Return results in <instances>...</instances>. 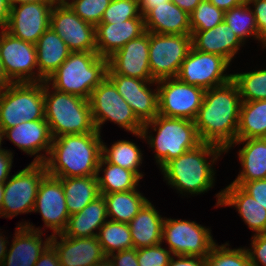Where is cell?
<instances>
[{
	"label": "cell",
	"instance_id": "cell-46",
	"mask_svg": "<svg viewBox=\"0 0 266 266\" xmlns=\"http://www.w3.org/2000/svg\"><path fill=\"white\" fill-rule=\"evenodd\" d=\"M240 186L247 194L253 197L266 209V179L251 180L247 182H232Z\"/></svg>",
	"mask_w": 266,
	"mask_h": 266
},
{
	"label": "cell",
	"instance_id": "cell-11",
	"mask_svg": "<svg viewBox=\"0 0 266 266\" xmlns=\"http://www.w3.org/2000/svg\"><path fill=\"white\" fill-rule=\"evenodd\" d=\"M158 114L194 121L202 106L205 89L189 85L177 77L157 81Z\"/></svg>",
	"mask_w": 266,
	"mask_h": 266
},
{
	"label": "cell",
	"instance_id": "cell-49",
	"mask_svg": "<svg viewBox=\"0 0 266 266\" xmlns=\"http://www.w3.org/2000/svg\"><path fill=\"white\" fill-rule=\"evenodd\" d=\"M13 153L10 150L0 151V183H5L8 180V176L13 163Z\"/></svg>",
	"mask_w": 266,
	"mask_h": 266
},
{
	"label": "cell",
	"instance_id": "cell-48",
	"mask_svg": "<svg viewBox=\"0 0 266 266\" xmlns=\"http://www.w3.org/2000/svg\"><path fill=\"white\" fill-rule=\"evenodd\" d=\"M175 257L178 258L175 260ZM174 255L171 257L168 266H206L205 258L199 256Z\"/></svg>",
	"mask_w": 266,
	"mask_h": 266
},
{
	"label": "cell",
	"instance_id": "cell-34",
	"mask_svg": "<svg viewBox=\"0 0 266 266\" xmlns=\"http://www.w3.org/2000/svg\"><path fill=\"white\" fill-rule=\"evenodd\" d=\"M101 171L104 172V175L100 177L99 173ZM97 180L100 194H109L137 189L140 178L133 171L108 163L101 156L98 164Z\"/></svg>",
	"mask_w": 266,
	"mask_h": 266
},
{
	"label": "cell",
	"instance_id": "cell-12",
	"mask_svg": "<svg viewBox=\"0 0 266 266\" xmlns=\"http://www.w3.org/2000/svg\"><path fill=\"white\" fill-rule=\"evenodd\" d=\"M211 230L195 221L166 218L163 223L162 240L172 255H188L206 258L216 244Z\"/></svg>",
	"mask_w": 266,
	"mask_h": 266
},
{
	"label": "cell",
	"instance_id": "cell-53",
	"mask_svg": "<svg viewBox=\"0 0 266 266\" xmlns=\"http://www.w3.org/2000/svg\"><path fill=\"white\" fill-rule=\"evenodd\" d=\"M220 10L226 12L233 7L239 6L246 0H208Z\"/></svg>",
	"mask_w": 266,
	"mask_h": 266
},
{
	"label": "cell",
	"instance_id": "cell-30",
	"mask_svg": "<svg viewBox=\"0 0 266 266\" xmlns=\"http://www.w3.org/2000/svg\"><path fill=\"white\" fill-rule=\"evenodd\" d=\"M106 202L103 195L86 205L80 212L70 215L62 232L66 237H94L107 219Z\"/></svg>",
	"mask_w": 266,
	"mask_h": 266
},
{
	"label": "cell",
	"instance_id": "cell-55",
	"mask_svg": "<svg viewBox=\"0 0 266 266\" xmlns=\"http://www.w3.org/2000/svg\"><path fill=\"white\" fill-rule=\"evenodd\" d=\"M11 83L12 82L8 79L6 75L3 62L0 57V91L4 89L5 87H7L8 85H10Z\"/></svg>",
	"mask_w": 266,
	"mask_h": 266
},
{
	"label": "cell",
	"instance_id": "cell-22",
	"mask_svg": "<svg viewBox=\"0 0 266 266\" xmlns=\"http://www.w3.org/2000/svg\"><path fill=\"white\" fill-rule=\"evenodd\" d=\"M4 138H8L14 145L28 155H36L33 163H44L49 156L53 137L46 120L23 122L4 130ZM46 154L39 155V152Z\"/></svg>",
	"mask_w": 266,
	"mask_h": 266
},
{
	"label": "cell",
	"instance_id": "cell-31",
	"mask_svg": "<svg viewBox=\"0 0 266 266\" xmlns=\"http://www.w3.org/2000/svg\"><path fill=\"white\" fill-rule=\"evenodd\" d=\"M62 182L69 215L80 212L100 196L97 175L59 178Z\"/></svg>",
	"mask_w": 266,
	"mask_h": 266
},
{
	"label": "cell",
	"instance_id": "cell-24",
	"mask_svg": "<svg viewBox=\"0 0 266 266\" xmlns=\"http://www.w3.org/2000/svg\"><path fill=\"white\" fill-rule=\"evenodd\" d=\"M216 206H234L249 229L255 234L266 233V209L233 183L216 194Z\"/></svg>",
	"mask_w": 266,
	"mask_h": 266
},
{
	"label": "cell",
	"instance_id": "cell-21",
	"mask_svg": "<svg viewBox=\"0 0 266 266\" xmlns=\"http://www.w3.org/2000/svg\"><path fill=\"white\" fill-rule=\"evenodd\" d=\"M7 251L2 266H34L40 255L51 244V235L43 242V231L30 222L20 223Z\"/></svg>",
	"mask_w": 266,
	"mask_h": 266
},
{
	"label": "cell",
	"instance_id": "cell-44",
	"mask_svg": "<svg viewBox=\"0 0 266 266\" xmlns=\"http://www.w3.org/2000/svg\"><path fill=\"white\" fill-rule=\"evenodd\" d=\"M251 249H247L252 266H266V233L254 234Z\"/></svg>",
	"mask_w": 266,
	"mask_h": 266
},
{
	"label": "cell",
	"instance_id": "cell-18",
	"mask_svg": "<svg viewBox=\"0 0 266 266\" xmlns=\"http://www.w3.org/2000/svg\"><path fill=\"white\" fill-rule=\"evenodd\" d=\"M107 74L154 81L149 64V32L129 41L108 58Z\"/></svg>",
	"mask_w": 266,
	"mask_h": 266
},
{
	"label": "cell",
	"instance_id": "cell-52",
	"mask_svg": "<svg viewBox=\"0 0 266 266\" xmlns=\"http://www.w3.org/2000/svg\"><path fill=\"white\" fill-rule=\"evenodd\" d=\"M171 0H138L139 10L142 16H144L149 10L156 6L165 5Z\"/></svg>",
	"mask_w": 266,
	"mask_h": 266
},
{
	"label": "cell",
	"instance_id": "cell-54",
	"mask_svg": "<svg viewBox=\"0 0 266 266\" xmlns=\"http://www.w3.org/2000/svg\"><path fill=\"white\" fill-rule=\"evenodd\" d=\"M180 9L187 12L189 15L194 11V9L200 4L202 0H171Z\"/></svg>",
	"mask_w": 266,
	"mask_h": 266
},
{
	"label": "cell",
	"instance_id": "cell-4",
	"mask_svg": "<svg viewBox=\"0 0 266 266\" xmlns=\"http://www.w3.org/2000/svg\"><path fill=\"white\" fill-rule=\"evenodd\" d=\"M107 71L108 59L97 52H70L46 82L57 91L89 100L92 91L107 77Z\"/></svg>",
	"mask_w": 266,
	"mask_h": 266
},
{
	"label": "cell",
	"instance_id": "cell-35",
	"mask_svg": "<svg viewBox=\"0 0 266 266\" xmlns=\"http://www.w3.org/2000/svg\"><path fill=\"white\" fill-rule=\"evenodd\" d=\"M108 163L133 171L140 179L144 176L139 172L142 164L141 150L135 143L127 140H119L112 144L111 148L102 141V155Z\"/></svg>",
	"mask_w": 266,
	"mask_h": 266
},
{
	"label": "cell",
	"instance_id": "cell-20",
	"mask_svg": "<svg viewBox=\"0 0 266 266\" xmlns=\"http://www.w3.org/2000/svg\"><path fill=\"white\" fill-rule=\"evenodd\" d=\"M50 245L55 249L61 266H93L107 257L97 236L66 237L61 233L51 235Z\"/></svg>",
	"mask_w": 266,
	"mask_h": 266
},
{
	"label": "cell",
	"instance_id": "cell-27",
	"mask_svg": "<svg viewBox=\"0 0 266 266\" xmlns=\"http://www.w3.org/2000/svg\"><path fill=\"white\" fill-rule=\"evenodd\" d=\"M35 47L38 82L46 81L68 58L71 52L51 27L39 37Z\"/></svg>",
	"mask_w": 266,
	"mask_h": 266
},
{
	"label": "cell",
	"instance_id": "cell-16",
	"mask_svg": "<svg viewBox=\"0 0 266 266\" xmlns=\"http://www.w3.org/2000/svg\"><path fill=\"white\" fill-rule=\"evenodd\" d=\"M32 212L42 215L45 227L53 230L52 235L61 234L70 217L66 198L59 178L46 174L41 180Z\"/></svg>",
	"mask_w": 266,
	"mask_h": 266
},
{
	"label": "cell",
	"instance_id": "cell-33",
	"mask_svg": "<svg viewBox=\"0 0 266 266\" xmlns=\"http://www.w3.org/2000/svg\"><path fill=\"white\" fill-rule=\"evenodd\" d=\"M266 138V99L242 101L236 140Z\"/></svg>",
	"mask_w": 266,
	"mask_h": 266
},
{
	"label": "cell",
	"instance_id": "cell-57",
	"mask_svg": "<svg viewBox=\"0 0 266 266\" xmlns=\"http://www.w3.org/2000/svg\"><path fill=\"white\" fill-rule=\"evenodd\" d=\"M57 0H9L11 7L31 2H56Z\"/></svg>",
	"mask_w": 266,
	"mask_h": 266
},
{
	"label": "cell",
	"instance_id": "cell-15",
	"mask_svg": "<svg viewBox=\"0 0 266 266\" xmlns=\"http://www.w3.org/2000/svg\"><path fill=\"white\" fill-rule=\"evenodd\" d=\"M0 57L6 75L12 83L38 82L35 44L18 39L7 31H1ZM34 69H37V73Z\"/></svg>",
	"mask_w": 266,
	"mask_h": 266
},
{
	"label": "cell",
	"instance_id": "cell-51",
	"mask_svg": "<svg viewBox=\"0 0 266 266\" xmlns=\"http://www.w3.org/2000/svg\"><path fill=\"white\" fill-rule=\"evenodd\" d=\"M11 6L9 0H0V27L1 31H6L9 24Z\"/></svg>",
	"mask_w": 266,
	"mask_h": 266
},
{
	"label": "cell",
	"instance_id": "cell-38",
	"mask_svg": "<svg viewBox=\"0 0 266 266\" xmlns=\"http://www.w3.org/2000/svg\"><path fill=\"white\" fill-rule=\"evenodd\" d=\"M242 101L266 99V69L232 74Z\"/></svg>",
	"mask_w": 266,
	"mask_h": 266
},
{
	"label": "cell",
	"instance_id": "cell-25",
	"mask_svg": "<svg viewBox=\"0 0 266 266\" xmlns=\"http://www.w3.org/2000/svg\"><path fill=\"white\" fill-rule=\"evenodd\" d=\"M191 38L193 49L220 55L230 63L242 44H245L224 21L205 31H192Z\"/></svg>",
	"mask_w": 266,
	"mask_h": 266
},
{
	"label": "cell",
	"instance_id": "cell-32",
	"mask_svg": "<svg viewBox=\"0 0 266 266\" xmlns=\"http://www.w3.org/2000/svg\"><path fill=\"white\" fill-rule=\"evenodd\" d=\"M137 190L101 194L105 199L107 216L111 217V221L128 224L149 201Z\"/></svg>",
	"mask_w": 266,
	"mask_h": 266
},
{
	"label": "cell",
	"instance_id": "cell-6",
	"mask_svg": "<svg viewBox=\"0 0 266 266\" xmlns=\"http://www.w3.org/2000/svg\"><path fill=\"white\" fill-rule=\"evenodd\" d=\"M44 108L45 120L53 138L87 134L96 130L89 100L54 88L51 91L46 81H44Z\"/></svg>",
	"mask_w": 266,
	"mask_h": 266
},
{
	"label": "cell",
	"instance_id": "cell-50",
	"mask_svg": "<svg viewBox=\"0 0 266 266\" xmlns=\"http://www.w3.org/2000/svg\"><path fill=\"white\" fill-rule=\"evenodd\" d=\"M34 266H61L55 249L49 245Z\"/></svg>",
	"mask_w": 266,
	"mask_h": 266
},
{
	"label": "cell",
	"instance_id": "cell-56",
	"mask_svg": "<svg viewBox=\"0 0 266 266\" xmlns=\"http://www.w3.org/2000/svg\"><path fill=\"white\" fill-rule=\"evenodd\" d=\"M6 239L7 238H4L2 233H0V266H2L5 255L8 251L6 243L9 244V242Z\"/></svg>",
	"mask_w": 266,
	"mask_h": 266
},
{
	"label": "cell",
	"instance_id": "cell-37",
	"mask_svg": "<svg viewBox=\"0 0 266 266\" xmlns=\"http://www.w3.org/2000/svg\"><path fill=\"white\" fill-rule=\"evenodd\" d=\"M224 22L231 27L243 43L250 36L258 40L255 16L247 1L226 11Z\"/></svg>",
	"mask_w": 266,
	"mask_h": 266
},
{
	"label": "cell",
	"instance_id": "cell-3",
	"mask_svg": "<svg viewBox=\"0 0 266 266\" xmlns=\"http://www.w3.org/2000/svg\"><path fill=\"white\" fill-rule=\"evenodd\" d=\"M226 151L212 143L202 142L178 158L168 161L161 171L164 179L181 194H201L214 185V162ZM209 157V158H208ZM212 158L210 162L208 159Z\"/></svg>",
	"mask_w": 266,
	"mask_h": 266
},
{
	"label": "cell",
	"instance_id": "cell-14",
	"mask_svg": "<svg viewBox=\"0 0 266 266\" xmlns=\"http://www.w3.org/2000/svg\"><path fill=\"white\" fill-rule=\"evenodd\" d=\"M50 27L71 52H97L95 26L82 20L64 0L55 2Z\"/></svg>",
	"mask_w": 266,
	"mask_h": 266
},
{
	"label": "cell",
	"instance_id": "cell-2",
	"mask_svg": "<svg viewBox=\"0 0 266 266\" xmlns=\"http://www.w3.org/2000/svg\"><path fill=\"white\" fill-rule=\"evenodd\" d=\"M44 164L47 174L57 177L97 175L102 155V140L95 130L87 134H71L53 138Z\"/></svg>",
	"mask_w": 266,
	"mask_h": 266
},
{
	"label": "cell",
	"instance_id": "cell-41",
	"mask_svg": "<svg viewBox=\"0 0 266 266\" xmlns=\"http://www.w3.org/2000/svg\"><path fill=\"white\" fill-rule=\"evenodd\" d=\"M134 18H143L138 0H112L100 23L115 24Z\"/></svg>",
	"mask_w": 266,
	"mask_h": 266
},
{
	"label": "cell",
	"instance_id": "cell-58",
	"mask_svg": "<svg viewBox=\"0 0 266 266\" xmlns=\"http://www.w3.org/2000/svg\"><path fill=\"white\" fill-rule=\"evenodd\" d=\"M4 183H0V216L2 217V205H3Z\"/></svg>",
	"mask_w": 266,
	"mask_h": 266
},
{
	"label": "cell",
	"instance_id": "cell-26",
	"mask_svg": "<svg viewBox=\"0 0 266 266\" xmlns=\"http://www.w3.org/2000/svg\"><path fill=\"white\" fill-rule=\"evenodd\" d=\"M145 29L156 34H191L190 15L172 1L156 6L144 16Z\"/></svg>",
	"mask_w": 266,
	"mask_h": 266
},
{
	"label": "cell",
	"instance_id": "cell-43",
	"mask_svg": "<svg viewBox=\"0 0 266 266\" xmlns=\"http://www.w3.org/2000/svg\"><path fill=\"white\" fill-rule=\"evenodd\" d=\"M162 243L137 249L139 266H168L172 257L171 251L163 248Z\"/></svg>",
	"mask_w": 266,
	"mask_h": 266
},
{
	"label": "cell",
	"instance_id": "cell-42",
	"mask_svg": "<svg viewBox=\"0 0 266 266\" xmlns=\"http://www.w3.org/2000/svg\"><path fill=\"white\" fill-rule=\"evenodd\" d=\"M84 21L96 26L102 20L106 8L112 0H64Z\"/></svg>",
	"mask_w": 266,
	"mask_h": 266
},
{
	"label": "cell",
	"instance_id": "cell-10",
	"mask_svg": "<svg viewBox=\"0 0 266 266\" xmlns=\"http://www.w3.org/2000/svg\"><path fill=\"white\" fill-rule=\"evenodd\" d=\"M47 174L44 163L31 162L4 183L2 217L33 211L39 184Z\"/></svg>",
	"mask_w": 266,
	"mask_h": 266
},
{
	"label": "cell",
	"instance_id": "cell-13",
	"mask_svg": "<svg viewBox=\"0 0 266 266\" xmlns=\"http://www.w3.org/2000/svg\"><path fill=\"white\" fill-rule=\"evenodd\" d=\"M229 65L230 62L220 55L191 48L181 64L177 78L207 90L232 80V74H224Z\"/></svg>",
	"mask_w": 266,
	"mask_h": 266
},
{
	"label": "cell",
	"instance_id": "cell-45",
	"mask_svg": "<svg viewBox=\"0 0 266 266\" xmlns=\"http://www.w3.org/2000/svg\"><path fill=\"white\" fill-rule=\"evenodd\" d=\"M250 5H254L253 13L258 29V40L266 48V0H246Z\"/></svg>",
	"mask_w": 266,
	"mask_h": 266
},
{
	"label": "cell",
	"instance_id": "cell-19",
	"mask_svg": "<svg viewBox=\"0 0 266 266\" xmlns=\"http://www.w3.org/2000/svg\"><path fill=\"white\" fill-rule=\"evenodd\" d=\"M107 77L143 124L158 115V88L152 91L148 86L156 85L157 81H146L119 74H107Z\"/></svg>",
	"mask_w": 266,
	"mask_h": 266
},
{
	"label": "cell",
	"instance_id": "cell-59",
	"mask_svg": "<svg viewBox=\"0 0 266 266\" xmlns=\"http://www.w3.org/2000/svg\"><path fill=\"white\" fill-rule=\"evenodd\" d=\"M93 266H113V264L110 259L106 257L104 260L94 264Z\"/></svg>",
	"mask_w": 266,
	"mask_h": 266
},
{
	"label": "cell",
	"instance_id": "cell-39",
	"mask_svg": "<svg viewBox=\"0 0 266 266\" xmlns=\"http://www.w3.org/2000/svg\"><path fill=\"white\" fill-rule=\"evenodd\" d=\"M228 243L215 244L205 258L206 266H252L246 248L231 249Z\"/></svg>",
	"mask_w": 266,
	"mask_h": 266
},
{
	"label": "cell",
	"instance_id": "cell-8",
	"mask_svg": "<svg viewBox=\"0 0 266 266\" xmlns=\"http://www.w3.org/2000/svg\"><path fill=\"white\" fill-rule=\"evenodd\" d=\"M89 104L96 130L107 120L134 133L142 132L143 123L136 117L132 108L119 94L114 83L106 77L91 93Z\"/></svg>",
	"mask_w": 266,
	"mask_h": 266
},
{
	"label": "cell",
	"instance_id": "cell-1",
	"mask_svg": "<svg viewBox=\"0 0 266 266\" xmlns=\"http://www.w3.org/2000/svg\"><path fill=\"white\" fill-rule=\"evenodd\" d=\"M241 104L239 89L233 80L205 90L202 106L194 119L201 141L224 150L234 143Z\"/></svg>",
	"mask_w": 266,
	"mask_h": 266
},
{
	"label": "cell",
	"instance_id": "cell-60",
	"mask_svg": "<svg viewBox=\"0 0 266 266\" xmlns=\"http://www.w3.org/2000/svg\"><path fill=\"white\" fill-rule=\"evenodd\" d=\"M4 138V130L0 127V151L6 150L1 148V142L3 141Z\"/></svg>",
	"mask_w": 266,
	"mask_h": 266
},
{
	"label": "cell",
	"instance_id": "cell-28",
	"mask_svg": "<svg viewBox=\"0 0 266 266\" xmlns=\"http://www.w3.org/2000/svg\"><path fill=\"white\" fill-rule=\"evenodd\" d=\"M153 204L148 201L128 223L131 231L133 248L139 249L164 242L162 240L163 223Z\"/></svg>",
	"mask_w": 266,
	"mask_h": 266
},
{
	"label": "cell",
	"instance_id": "cell-47",
	"mask_svg": "<svg viewBox=\"0 0 266 266\" xmlns=\"http://www.w3.org/2000/svg\"><path fill=\"white\" fill-rule=\"evenodd\" d=\"M115 253L108 256L113 266H139L137 260V249L132 248Z\"/></svg>",
	"mask_w": 266,
	"mask_h": 266
},
{
	"label": "cell",
	"instance_id": "cell-5",
	"mask_svg": "<svg viewBox=\"0 0 266 266\" xmlns=\"http://www.w3.org/2000/svg\"><path fill=\"white\" fill-rule=\"evenodd\" d=\"M153 128L155 135H147L148 128ZM147 140L155 151L156 163L160 169L170 160L178 158L186 151L202 143L194 121L183 118H170L158 114L153 120L144 123L142 132L134 133Z\"/></svg>",
	"mask_w": 266,
	"mask_h": 266
},
{
	"label": "cell",
	"instance_id": "cell-36",
	"mask_svg": "<svg viewBox=\"0 0 266 266\" xmlns=\"http://www.w3.org/2000/svg\"><path fill=\"white\" fill-rule=\"evenodd\" d=\"M97 239L107 257L115 251L133 248L131 231L127 223L107 220L99 229Z\"/></svg>",
	"mask_w": 266,
	"mask_h": 266
},
{
	"label": "cell",
	"instance_id": "cell-23",
	"mask_svg": "<svg viewBox=\"0 0 266 266\" xmlns=\"http://www.w3.org/2000/svg\"><path fill=\"white\" fill-rule=\"evenodd\" d=\"M145 32L144 18L128 19L115 24L99 23L95 26L97 53L108 59L129 41Z\"/></svg>",
	"mask_w": 266,
	"mask_h": 266
},
{
	"label": "cell",
	"instance_id": "cell-9",
	"mask_svg": "<svg viewBox=\"0 0 266 266\" xmlns=\"http://www.w3.org/2000/svg\"><path fill=\"white\" fill-rule=\"evenodd\" d=\"M192 48L191 34L149 32V64L154 81L177 77L181 64Z\"/></svg>",
	"mask_w": 266,
	"mask_h": 266
},
{
	"label": "cell",
	"instance_id": "cell-40",
	"mask_svg": "<svg viewBox=\"0 0 266 266\" xmlns=\"http://www.w3.org/2000/svg\"><path fill=\"white\" fill-rule=\"evenodd\" d=\"M225 12L217 8L208 0H202L190 14L192 31H205L224 21Z\"/></svg>",
	"mask_w": 266,
	"mask_h": 266
},
{
	"label": "cell",
	"instance_id": "cell-29",
	"mask_svg": "<svg viewBox=\"0 0 266 266\" xmlns=\"http://www.w3.org/2000/svg\"><path fill=\"white\" fill-rule=\"evenodd\" d=\"M240 143H245L238 153L243 169L233 182L266 179V138L236 140L225 151Z\"/></svg>",
	"mask_w": 266,
	"mask_h": 266
},
{
	"label": "cell",
	"instance_id": "cell-17",
	"mask_svg": "<svg viewBox=\"0 0 266 266\" xmlns=\"http://www.w3.org/2000/svg\"><path fill=\"white\" fill-rule=\"evenodd\" d=\"M55 2H31L11 7L7 32L35 44L50 27V14Z\"/></svg>",
	"mask_w": 266,
	"mask_h": 266
},
{
	"label": "cell",
	"instance_id": "cell-7",
	"mask_svg": "<svg viewBox=\"0 0 266 266\" xmlns=\"http://www.w3.org/2000/svg\"><path fill=\"white\" fill-rule=\"evenodd\" d=\"M45 120L44 81L11 83L0 91V127Z\"/></svg>",
	"mask_w": 266,
	"mask_h": 266
}]
</instances>
